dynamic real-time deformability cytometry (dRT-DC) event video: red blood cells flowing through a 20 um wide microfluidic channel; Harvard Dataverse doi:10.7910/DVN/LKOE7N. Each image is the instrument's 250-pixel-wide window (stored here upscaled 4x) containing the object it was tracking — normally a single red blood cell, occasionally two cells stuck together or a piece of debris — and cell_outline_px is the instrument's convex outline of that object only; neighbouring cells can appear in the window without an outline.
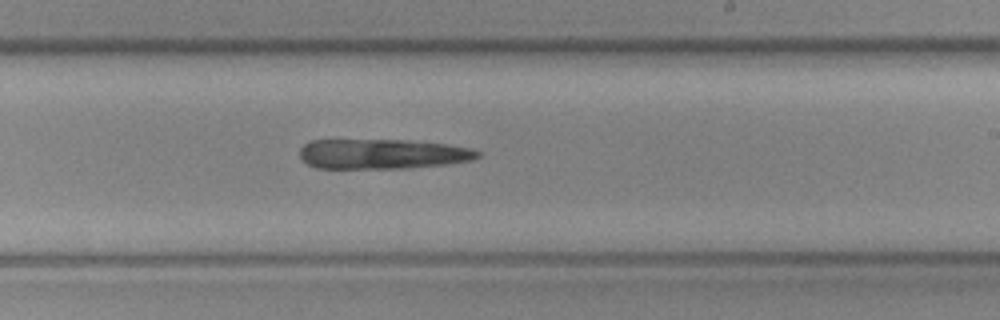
{"species": "common noctule bat (a hibernating species)", "species_latin": "Nyctalus noctula", "temperature_condition": "cold", "stored_images_in_passage": 33, "camera_frame_rate_fps": 3000, "um_per_image_px": 0.085, "animal": {"sex": "female", "body_mass_g": 19.3, "forearm_length_mm": 54.1}, "frame": {"image": 1, "passage_image": 14, "time_ms": 4.333, "image_size_px": [1000, 320], "cell_outline_px": [[484, 152], [480, 156], [472, 160], [448, 164], [412, 168], [316, 168], [300, 160], [300, 148], [304, 144], [312, 140], [408, 140], [444, 144], [472, 148]], "centroid_in_image_um": [32.53, 13.09], "position_along_channel_um": 256.5, "area_um2": 31.33}}
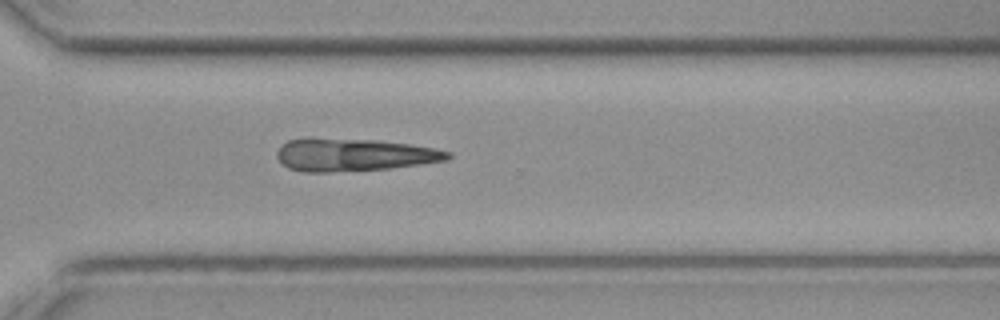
{"frame": {"image": 2, "passage_image": 20, "time_ms": 6.333, "image_size_px": [1000, 320], "cell_outline_px": [[452, 156], [448, 160], [392, 168], [328, 172], [304, 172], [288, 168], [276, 156], [276, 152], [280, 144], [288, 140], [372, 140], [408, 144], [432, 148], [452, 152]], "centroid_in_image_um": [30.11, 13.19], "position_along_channel_um": 340.5, "area_um2": 31.67}}
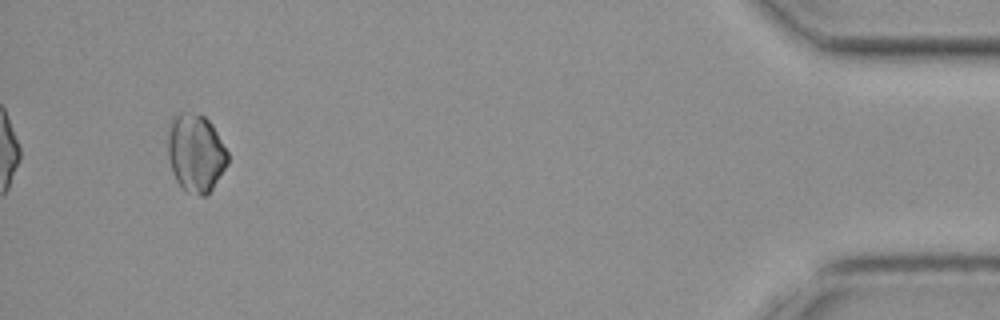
{"frame": {"image": 3, "passage_image": 31, "time_ms": 10.0, "image_size_px": [1000, 320], "cell_outline_px": [[228, 164], [208, 196], [200, 196], [188, 192], [180, 188], [172, 172], [168, 156], [168, 132], [172, 120], [176, 112], [188, 112], [204, 116], [212, 124], [228, 152]], "centroid_in_image_um": [16.64, 13.03], "position_along_channel_um": 418.6, "area_um2": 27.51}}